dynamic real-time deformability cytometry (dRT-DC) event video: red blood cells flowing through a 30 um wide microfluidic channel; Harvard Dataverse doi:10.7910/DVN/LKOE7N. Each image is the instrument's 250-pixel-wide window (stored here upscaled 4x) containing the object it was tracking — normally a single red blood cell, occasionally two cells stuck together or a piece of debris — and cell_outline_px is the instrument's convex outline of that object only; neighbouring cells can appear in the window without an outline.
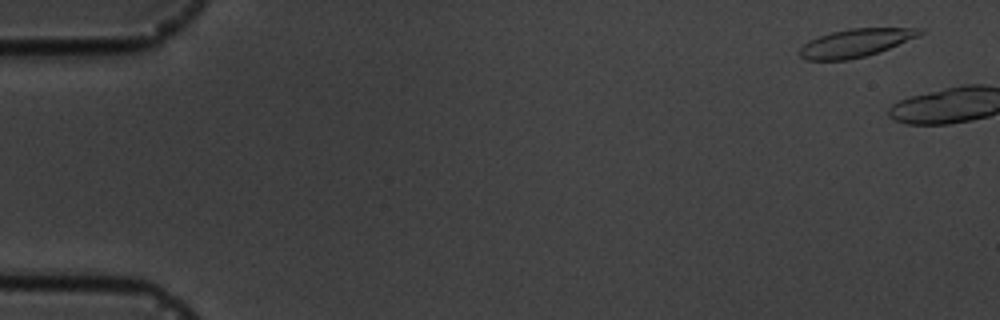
{"species": "common noctule bat (a hibernating species)", "species_latin": "Nyctalus noctula", "temperature_condition": "cold", "stored_images_in_passage": 2, "camera_frame_rate_fps": 3000, "um_per_image_px": 0.085, "animal": {"sex": "male", "body_mass_g": 19.5, "forearm_length_mm": 54.6}, "frame": {"image": 1, "passage_image": 1, "time_ms": 0.0, "image_size_px": [1000, 320], "cell_outline_px": [[924, 32], [916, 36], [880, 52], [848, 60], [808, 60], [800, 56], [800, 48], [808, 40], [832, 32], [852, 28], [924, 28]], "centroid_in_image_um": [72.71, 3.65], "position_along_channel_um": 12.3, "area_um2": 19.36}}